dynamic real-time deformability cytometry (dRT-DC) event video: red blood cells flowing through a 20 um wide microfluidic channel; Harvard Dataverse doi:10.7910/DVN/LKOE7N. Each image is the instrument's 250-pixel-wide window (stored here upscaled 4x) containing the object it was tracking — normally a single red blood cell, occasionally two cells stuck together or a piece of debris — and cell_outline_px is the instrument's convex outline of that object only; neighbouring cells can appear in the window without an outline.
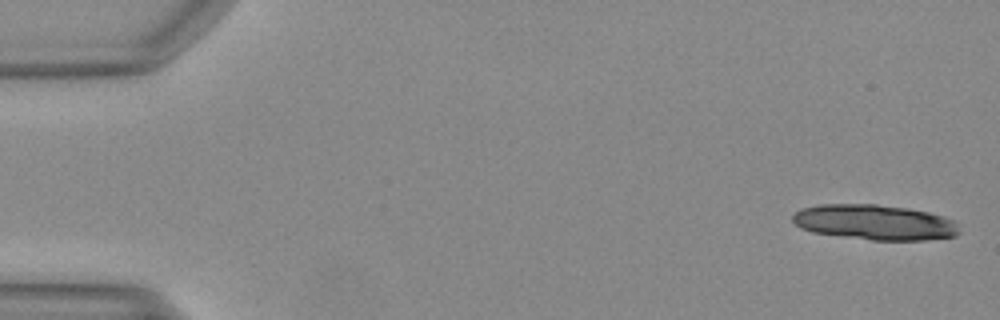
{"species": "Egyptian fruit bat (a non-hibernating species)", "species_latin": "Rousettus aegyptiacus", "temperature_condition": "warm", "stored_images_in_passage": 14, "camera_frame_rate_fps": 3000, "um_per_image_px": 0.085, "animal": {"sex": "female"}, "frame": {"image": 1, "passage_image": 1, "time_ms": 0.0, "image_size_px": [1000, 320], "cell_outline_px": [[960, 232], [956, 236], [924, 240], [872, 240], [812, 232], [800, 228], [792, 220], [792, 216], [800, 208], [820, 204], [876, 204], [908, 208], [928, 212], [944, 216], [952, 220], [956, 224]], "centroid_in_image_um": [74.33, 18.89], "position_along_channel_um": 10.7, "area_um2": 34.28}}